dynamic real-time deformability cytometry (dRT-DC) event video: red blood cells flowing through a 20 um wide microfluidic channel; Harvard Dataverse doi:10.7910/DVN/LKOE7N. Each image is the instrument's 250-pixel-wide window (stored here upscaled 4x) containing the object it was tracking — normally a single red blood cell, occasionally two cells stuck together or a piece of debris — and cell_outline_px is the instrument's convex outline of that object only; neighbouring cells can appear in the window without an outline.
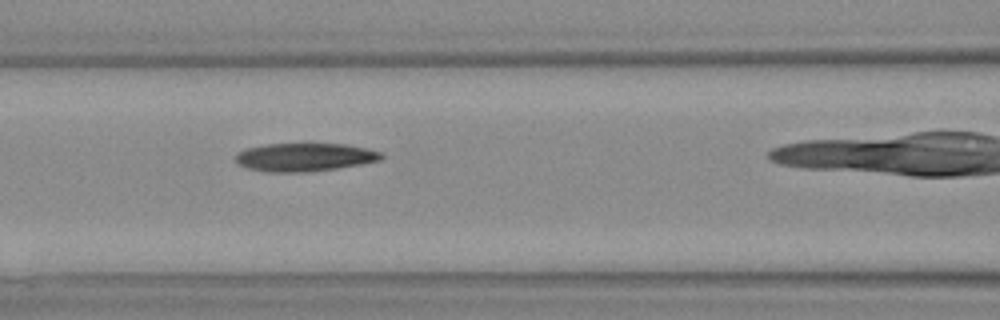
{"species": "Egyptian fruit bat (a non-hibernating species)", "species_latin": "Rousettus aegyptiacus", "temperature_condition": "warm", "stored_images_in_passage": 20, "camera_frame_rate_fps": 3000, "um_per_image_px": 0.085, "animal": {"sex": "female"}, "frame": {"image": 1, "passage_image": 6, "time_ms": 1.667, "image_size_px": [1000, 320], "cell_outline_px": [[384, 156], [380, 160], [360, 164], [336, 168], [308, 172], [268, 172], [248, 168], [240, 164], [236, 160], [236, 156], [240, 152], [248, 148], [264, 144], [344, 144], [364, 148], [380, 152]], "centroid_in_image_um": [25.9, 13.36], "position_along_channel_um": 140.7, "area_um2": 23.58}}